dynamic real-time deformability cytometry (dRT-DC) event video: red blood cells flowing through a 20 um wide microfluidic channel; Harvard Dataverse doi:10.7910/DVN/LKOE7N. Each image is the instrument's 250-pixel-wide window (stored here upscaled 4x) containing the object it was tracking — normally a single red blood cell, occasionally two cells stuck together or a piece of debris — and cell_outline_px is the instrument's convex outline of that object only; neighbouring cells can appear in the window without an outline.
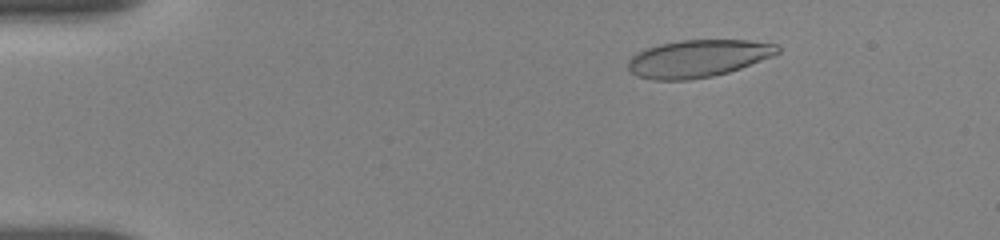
{"species": "human", "species_latin": "Homo sapiens", "temperature_condition": "room temperature", "stored_images_in_passage": 55, "camera_frame_rate_fps": 3000, "um_per_image_px": 0.085, "donor": {"sex": "female"}, "frame": {"image": 1, "passage_image": 9, "time_ms": 2.667, "image_size_px": [1000, 240], "cell_outline_px": [[780, 52], [772, 56], [740, 68], [728, 72], [712, 76], [688, 80], [652, 80], [636, 76], [628, 68], [628, 60], [636, 52], [660, 44], [680, 40], [748, 40], [776, 44], [780, 48]], "centroid_in_image_um": [59.31, 4.97], "position_along_channel_um": 25.7, "area_um2": 32.48}}
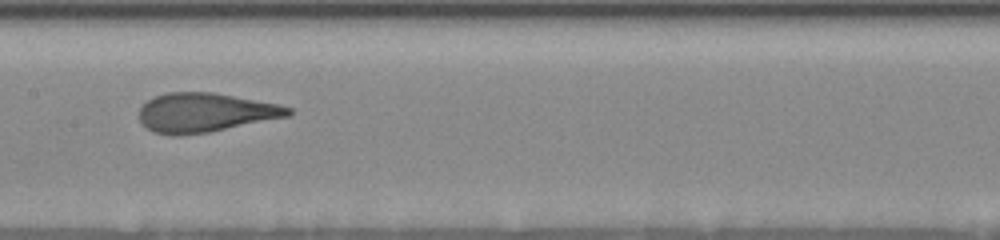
{"frame": {"image": 2, "passage_image": 29, "time_ms": 9.333, "image_size_px": [1000, 240], "cell_outline_px": [[292, 112], [288, 116], [208, 132], [180, 136], [172, 136], [152, 132], [140, 120], [140, 108], [148, 100], [156, 96], [168, 92], [212, 92], [280, 104], [292, 108]], "centroid_in_image_um": [17.43, 9.57], "position_along_channel_um": 190.0, "area_um2": 33.81}}
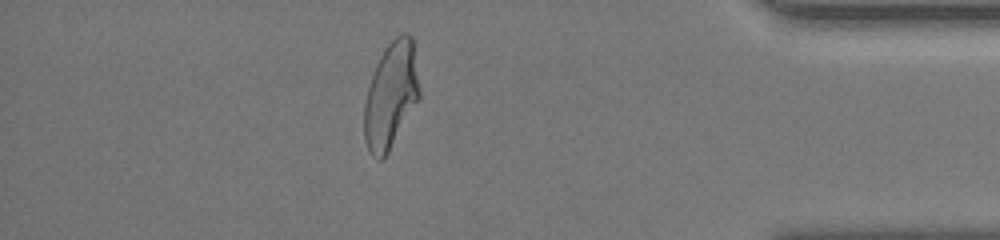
{"frame": {"image": 3, "passage_image": 49, "time_ms": 16.0, "image_size_px": [1000, 240], "cell_outline_px": [[420, 96], [384, 160], [376, 160], [372, 156], [364, 140], [364, 104], [368, 88], [376, 64], [384, 48], [400, 32], [404, 32], [412, 36], [420, 88]], "centroid_in_image_um": [33.22, 8.1], "position_along_channel_um": 402.0, "area_um2": 34.16}, "authors_computed_cell_mechanics": {"area_um2": 33.813, "velocity_mm_per_s": 3.6608, "shape_relaxation_time_tau1_ms": 5.1618, "shape_relaxation_time_tau2_ms": 0.8248, "deformation_change_tau1": 0.2053, "deformation_change_tau2": 0.0871}}